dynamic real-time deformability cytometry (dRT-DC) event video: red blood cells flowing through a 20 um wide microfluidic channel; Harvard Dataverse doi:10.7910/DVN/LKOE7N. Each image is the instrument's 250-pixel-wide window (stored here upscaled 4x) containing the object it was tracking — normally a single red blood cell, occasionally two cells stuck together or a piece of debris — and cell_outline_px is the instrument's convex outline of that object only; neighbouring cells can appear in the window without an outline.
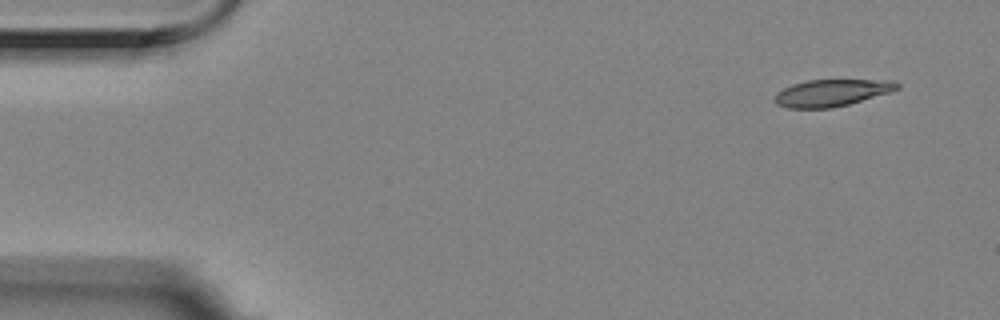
{"species": "Egyptian fruit bat (a non-hibernating species)", "species_latin": "Rousettus aegyptiacus", "temperature_condition": "room temperature", "stored_images_in_passage": 3, "segment_of_instrument_passage": [2, 2], "camera_frame_rate_fps": 3000, "um_per_image_px": 0.085, "animal": {"sex": "female"}, "frame": {"image": 1, "passage_image": 3, "time_ms": 0.667, "image_size_px": [1000, 320], "cell_outline_px": [[900, 88], [888, 92], [848, 104], [832, 108], [788, 108], [776, 104], [776, 92], [792, 84], [808, 80], [892, 80], [900, 84]], "centroid_in_image_um": [70.68, 7.88], "position_along_channel_um": 14.3, "area_um2": 18.96}}